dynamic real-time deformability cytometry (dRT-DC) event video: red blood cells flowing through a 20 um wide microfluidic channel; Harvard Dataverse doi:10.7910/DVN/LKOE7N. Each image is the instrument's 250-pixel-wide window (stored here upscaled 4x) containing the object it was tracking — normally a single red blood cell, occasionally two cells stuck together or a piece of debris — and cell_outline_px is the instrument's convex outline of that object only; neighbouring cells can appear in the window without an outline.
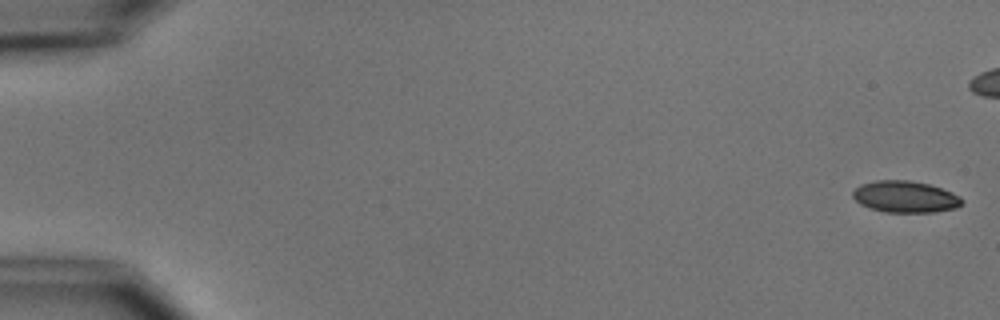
{"species": "common noctule bat (a hibernating species)", "species_latin": "Nyctalus noctula", "temperature_condition": "cold", "stored_images_in_passage": 6, "camera_frame_rate_fps": 3000, "um_per_image_px": 0.085, "animal": {"sex": "male", "body_mass_g": 15.6}, "frame": {"image": 1, "passage_image": 1, "time_ms": 0.0, "image_size_px": [1000, 320], "cell_outline_px": [[964, 204], [956, 208], [932, 212], [884, 212], [868, 208], [860, 204], [852, 196], [852, 192], [860, 184], [876, 180], [908, 180], [928, 184], [952, 192], [960, 196], [964, 200]], "centroid_in_image_um": [76.94, 16.73], "position_along_channel_um": 8.1, "area_um2": 20.23}}
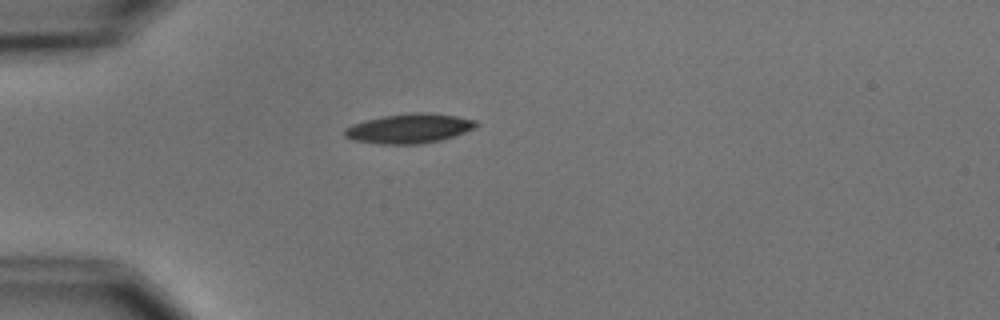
{"frame": {"image": 2, "passage_image": 6, "time_ms": 6.667, "image_size_px": [1000, 320], "cell_outline_px": [[480, 124], [476, 128], [440, 140], [420, 144], [380, 144], [352, 140], [344, 136], [344, 128], [352, 124], [384, 116], [412, 112], [428, 112], [456, 116], [476, 120]], "centroid_in_image_um": [34.79, 10.92], "position_along_channel_um": 50.2, "area_um2": 22.66}}